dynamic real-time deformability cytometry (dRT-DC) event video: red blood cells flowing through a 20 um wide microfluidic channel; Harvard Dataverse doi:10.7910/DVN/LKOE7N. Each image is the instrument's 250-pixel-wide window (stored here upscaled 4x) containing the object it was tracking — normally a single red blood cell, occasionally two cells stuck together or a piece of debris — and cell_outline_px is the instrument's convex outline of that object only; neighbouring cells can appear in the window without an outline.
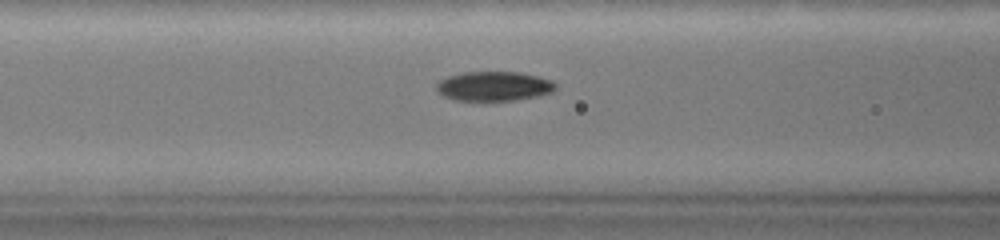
{"species": "common noctule bat (a hibernating species)", "species_latin": "Nyctalus noctula", "temperature_condition": "warm", "stored_images_in_passage": 65, "camera_frame_rate_fps": 3000, "um_per_image_px": 0.085, "animal": {"sex": "female", "body_mass_g": 19.0, "forearm_length_mm": 51.5}, "frame": {"image": 1, "passage_image": 27, "time_ms": 8.667, "image_size_px": [1000, 240], "cell_outline_px": [[556, 88], [552, 92], [536, 96], [512, 100], [456, 100], [444, 96], [436, 88], [436, 84], [440, 80], [448, 76], [464, 72], [520, 72], [552, 80], [556, 84]], "centroid_in_image_um": [41.99, 7.31], "position_along_channel_um": 124.6, "area_um2": 20.23}}
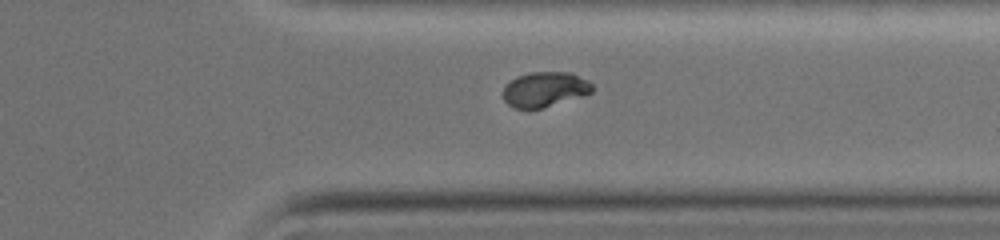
{"frame": {"image": 2, "passage_image": 51, "time_ms": 16.667, "image_size_px": [1000, 240], "cell_outline_px": [[592, 92], [584, 96], [540, 108], [512, 108], [504, 100], [504, 84], [516, 76], [532, 72], [572, 72], [588, 80], [592, 84]], "centroid_in_image_um": [46.31, 7.58], "position_along_channel_um": 365.1, "area_um2": 18.26}}
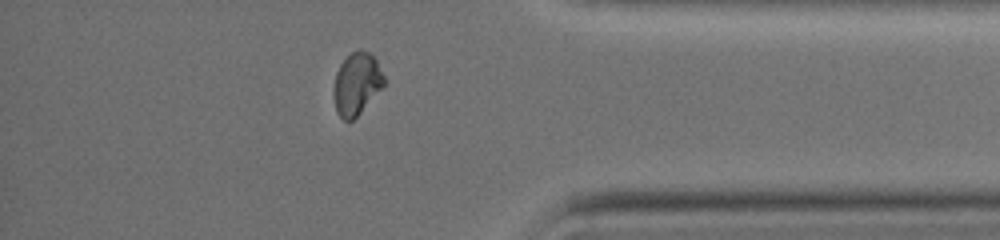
{"frame": {"image": 3, "passage_image": 56, "time_ms": 18.333, "image_size_px": [1000, 240], "cell_outline_px": [[384, 84], [360, 112], [352, 120], [344, 120], [336, 112], [332, 92], [332, 88], [336, 72], [340, 64], [352, 52], [360, 48], [368, 52], [376, 60], [384, 76]], "centroid_in_image_um": [30.27, 7.11], "position_along_channel_um": 404.9, "area_um2": 18.03}, "authors_computed_cell_mechanics": {"area_um2": 19.4208, "velocity_mm_per_s": 3.0024, "shape_relaxation_time_tau1_ms": 8.9173, "shape_relaxation_time_tau2_ms": null, "deformation_change_tau1": 0.2313, "deformation_change_tau2": null}}